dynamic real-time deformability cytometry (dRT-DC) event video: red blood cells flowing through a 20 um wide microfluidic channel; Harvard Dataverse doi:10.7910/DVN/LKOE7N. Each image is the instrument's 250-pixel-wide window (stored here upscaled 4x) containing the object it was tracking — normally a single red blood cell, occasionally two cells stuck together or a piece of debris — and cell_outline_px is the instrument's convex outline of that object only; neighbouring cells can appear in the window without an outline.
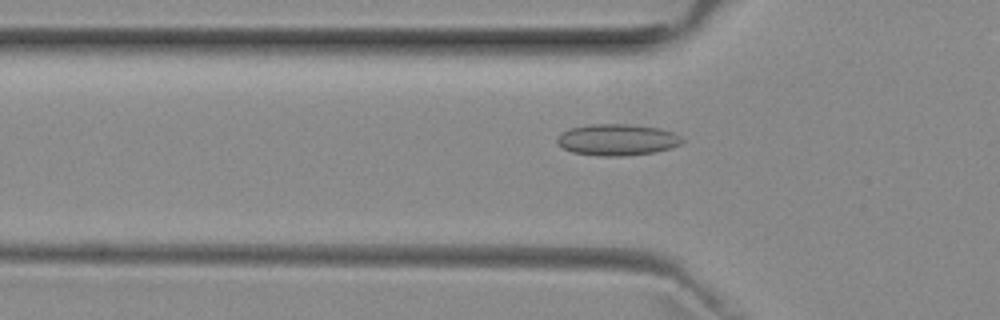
{"species": "common noctule bat (a hibernating species)", "species_latin": "Nyctalus noctula", "temperature_condition": "room temperature", "stored_images_in_passage": 52, "camera_frame_rate_fps": 3000, "um_per_image_px": 0.085, "animal": {"sex": "female", "body_mass_g": 29.2, "forearm_length_mm": 56.3}, "frame": {"image": 1, "passage_image": 17, "time_ms": 5.333, "image_size_px": [1000, 320], "cell_outline_px": [[684, 140], [680, 144], [672, 148], [656, 152], [624, 156], [600, 156], [572, 152], [564, 148], [556, 140], [560, 132], [568, 128], [588, 124], [632, 124], [660, 128], [672, 132], [680, 136]], "centroid_in_image_um": [52.46, 11.87], "position_along_channel_um": 73.3, "area_um2": 23.12}}
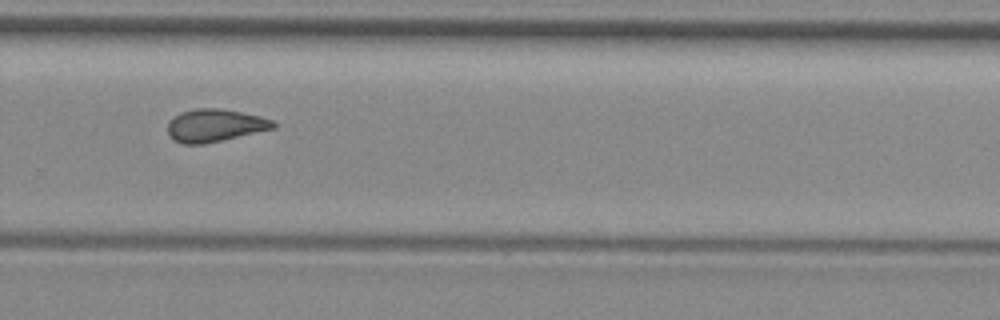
{"frame": {"image": 2, "passage_image": 35, "time_ms": 11.333, "image_size_px": [1000, 320], "cell_outline_px": [[276, 128], [204, 144], [184, 144], [176, 140], [168, 132], [168, 124], [180, 112], [196, 108], [216, 108], [240, 112], [260, 116], [272, 120], [276, 124]], "centroid_in_image_um": [18.3, 10.66], "position_along_channel_um": 311.5, "area_um2": 19.77}}
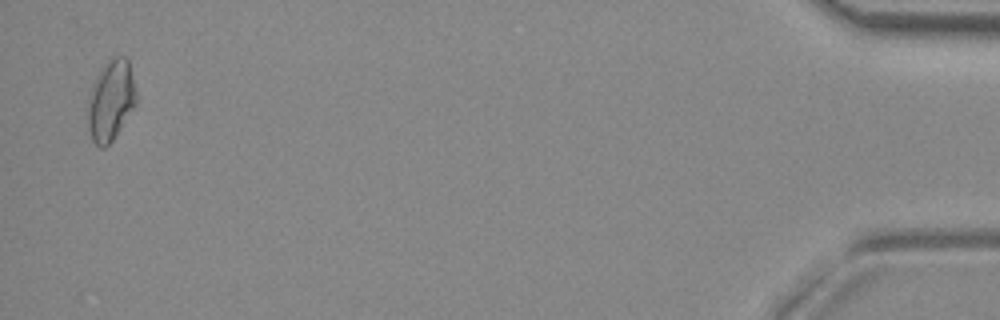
{"frame": {"image": 3, "passage_image": 51, "time_ms": 16.667, "image_size_px": [1000, 320], "cell_outline_px": [[136, 104], [112, 140], [104, 148], [100, 148], [92, 140], [88, 128], [88, 104], [104, 64], [112, 56], [124, 56], [128, 60], [136, 92]], "centroid_in_image_um": [9.45, 8.56], "position_along_channel_um": 425.8, "area_um2": 21.85}, "authors_computed_cell_mechanics": {"area_um2": 20.3745, "velocity_mm_per_s": 3.9658, "shape_relaxation_time_tau1_ms": null, "shape_relaxation_time_tau2_ms": 2.2723, "deformation_change_tau1": null, "deformation_change_tau2": 0.0916}}